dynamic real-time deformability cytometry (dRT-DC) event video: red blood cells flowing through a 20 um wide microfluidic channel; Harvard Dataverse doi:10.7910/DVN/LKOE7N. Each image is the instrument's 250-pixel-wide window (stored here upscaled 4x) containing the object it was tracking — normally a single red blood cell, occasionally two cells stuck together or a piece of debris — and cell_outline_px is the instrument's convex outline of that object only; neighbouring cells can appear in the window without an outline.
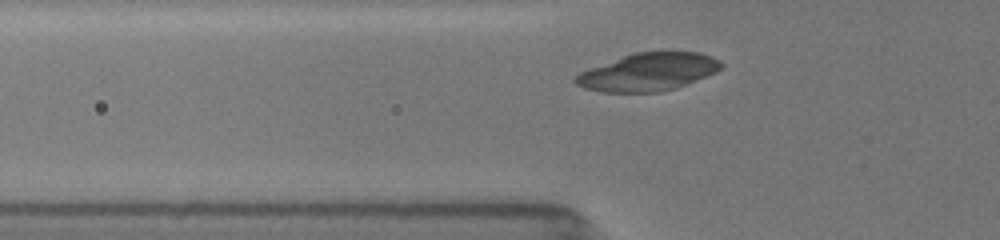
{"species": "common noctule bat (a hibernating species)", "species_latin": "Nyctalus noctula", "temperature_condition": "room temperature", "stored_images_in_passage": 20, "camera_frame_rate_fps": 3000, "um_per_image_px": 0.085, "animal": {"sex": "female", "body_mass_g": 19.5, "forearm_length_mm": 54.1}, "frame": {"image": 1, "passage_image": 2, "time_ms": 0.333, "image_size_px": [1000, 240], "cell_outline_px": [[724, 64], [716, 72], [676, 88], [660, 92], [600, 92], [584, 88], [576, 84], [572, 80], [580, 72], [624, 56], [636, 52], [700, 52], [712, 56], [720, 60]], "centroid_in_image_um": [55.12, 6.13], "position_along_channel_um": 70.7, "area_um2": 31.79}}
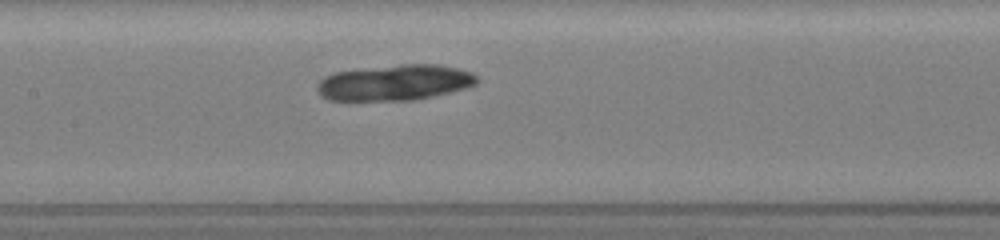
{"frame": {"image": 2, "passage_image": 9, "time_ms": 3.0, "image_size_px": [1000, 240], "cell_outline_px": [[480, 80], [476, 84], [468, 88], [416, 100], [328, 100], [320, 96], [316, 88], [316, 84], [324, 76], [332, 72], [404, 64], [440, 64], [472, 72], [480, 76]], "centroid_in_image_um": [33.59, 7.02], "position_along_channel_um": 173.8, "area_um2": 33.64}}
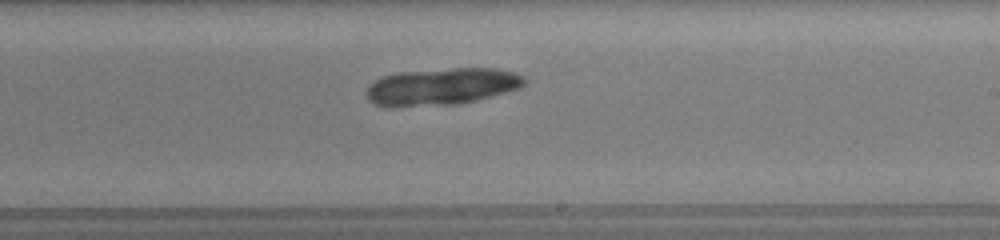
{"frame": {"image": 3, "passage_image": 14, "time_ms": 5.0, "image_size_px": [1000, 240], "cell_outline_px": [[528, 84], [520, 88], [492, 96], [460, 104], [376, 104], [368, 100], [364, 92], [368, 84], [384, 76], [396, 72], [456, 68], [496, 68], [512, 72], [524, 76], [528, 80]], "centroid_in_image_um": [37.63, 7.31], "position_along_channel_um": 251.4, "area_um2": 33.52}}